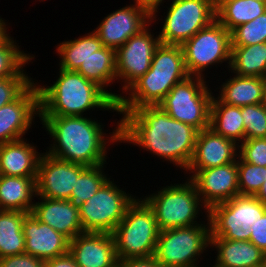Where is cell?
Segmentation results:
<instances>
[{"label": "cell", "instance_id": "f6af8a7d", "mask_svg": "<svg viewBox=\"0 0 266 267\" xmlns=\"http://www.w3.org/2000/svg\"><path fill=\"white\" fill-rule=\"evenodd\" d=\"M262 105H263V106L265 107V109H266V76L264 77V94H263Z\"/></svg>", "mask_w": 266, "mask_h": 267}, {"label": "cell", "instance_id": "1f68e13d", "mask_svg": "<svg viewBox=\"0 0 266 267\" xmlns=\"http://www.w3.org/2000/svg\"><path fill=\"white\" fill-rule=\"evenodd\" d=\"M18 44L10 33L0 41V79L30 77L24 67L32 63L35 56L25 53Z\"/></svg>", "mask_w": 266, "mask_h": 267}, {"label": "cell", "instance_id": "4dcf8cb0", "mask_svg": "<svg viewBox=\"0 0 266 267\" xmlns=\"http://www.w3.org/2000/svg\"><path fill=\"white\" fill-rule=\"evenodd\" d=\"M27 214L0 210V259L25 252L23 222Z\"/></svg>", "mask_w": 266, "mask_h": 267}, {"label": "cell", "instance_id": "74e56055", "mask_svg": "<svg viewBox=\"0 0 266 267\" xmlns=\"http://www.w3.org/2000/svg\"><path fill=\"white\" fill-rule=\"evenodd\" d=\"M34 81L33 77L0 79V108L16 100Z\"/></svg>", "mask_w": 266, "mask_h": 267}, {"label": "cell", "instance_id": "d6a6232c", "mask_svg": "<svg viewBox=\"0 0 266 267\" xmlns=\"http://www.w3.org/2000/svg\"><path fill=\"white\" fill-rule=\"evenodd\" d=\"M106 164L87 166L78 176L75 189L68 201L78 210L110 178L105 171Z\"/></svg>", "mask_w": 266, "mask_h": 267}, {"label": "cell", "instance_id": "ac0fdd59", "mask_svg": "<svg viewBox=\"0 0 266 267\" xmlns=\"http://www.w3.org/2000/svg\"><path fill=\"white\" fill-rule=\"evenodd\" d=\"M238 152L239 145L235 141L224 138L212 128L198 131L194 155L185 174L188 173L186 176L190 179L198 170L232 163L237 160Z\"/></svg>", "mask_w": 266, "mask_h": 267}, {"label": "cell", "instance_id": "b9f144b4", "mask_svg": "<svg viewBox=\"0 0 266 267\" xmlns=\"http://www.w3.org/2000/svg\"><path fill=\"white\" fill-rule=\"evenodd\" d=\"M132 5L137 6L146 11L150 16L153 14H160L161 6H163L164 0H132ZM161 5V6H160ZM160 10V11H159Z\"/></svg>", "mask_w": 266, "mask_h": 267}, {"label": "cell", "instance_id": "8fae6325", "mask_svg": "<svg viewBox=\"0 0 266 267\" xmlns=\"http://www.w3.org/2000/svg\"><path fill=\"white\" fill-rule=\"evenodd\" d=\"M110 178L79 209L83 232L112 234L137 196Z\"/></svg>", "mask_w": 266, "mask_h": 267}, {"label": "cell", "instance_id": "83f0119b", "mask_svg": "<svg viewBox=\"0 0 266 267\" xmlns=\"http://www.w3.org/2000/svg\"><path fill=\"white\" fill-rule=\"evenodd\" d=\"M103 47L98 35L92 30L77 39L58 43L54 51L58 53L60 69L77 71L83 61Z\"/></svg>", "mask_w": 266, "mask_h": 267}, {"label": "cell", "instance_id": "7bdbcfd3", "mask_svg": "<svg viewBox=\"0 0 266 267\" xmlns=\"http://www.w3.org/2000/svg\"><path fill=\"white\" fill-rule=\"evenodd\" d=\"M45 267H79L73 256L67 252L66 254L45 261Z\"/></svg>", "mask_w": 266, "mask_h": 267}, {"label": "cell", "instance_id": "277c9868", "mask_svg": "<svg viewBox=\"0 0 266 267\" xmlns=\"http://www.w3.org/2000/svg\"><path fill=\"white\" fill-rule=\"evenodd\" d=\"M189 76L181 45L160 43L152 57L150 69L117 101L118 111L157 106L176 84Z\"/></svg>", "mask_w": 266, "mask_h": 267}, {"label": "cell", "instance_id": "4316f807", "mask_svg": "<svg viewBox=\"0 0 266 267\" xmlns=\"http://www.w3.org/2000/svg\"><path fill=\"white\" fill-rule=\"evenodd\" d=\"M210 128L238 145L245 140L241 107L221 102L213 95L210 106Z\"/></svg>", "mask_w": 266, "mask_h": 267}, {"label": "cell", "instance_id": "603a6c76", "mask_svg": "<svg viewBox=\"0 0 266 267\" xmlns=\"http://www.w3.org/2000/svg\"><path fill=\"white\" fill-rule=\"evenodd\" d=\"M210 248L216 250L215 267H256L266 262V254L250 241L210 237Z\"/></svg>", "mask_w": 266, "mask_h": 267}, {"label": "cell", "instance_id": "f546056e", "mask_svg": "<svg viewBox=\"0 0 266 267\" xmlns=\"http://www.w3.org/2000/svg\"><path fill=\"white\" fill-rule=\"evenodd\" d=\"M228 72L241 77H265L266 42L231 46V62Z\"/></svg>", "mask_w": 266, "mask_h": 267}, {"label": "cell", "instance_id": "7c38bea8", "mask_svg": "<svg viewBox=\"0 0 266 267\" xmlns=\"http://www.w3.org/2000/svg\"><path fill=\"white\" fill-rule=\"evenodd\" d=\"M208 212L210 237L249 241L250 227L266 213V208L255 196L237 195Z\"/></svg>", "mask_w": 266, "mask_h": 267}, {"label": "cell", "instance_id": "bcb514c9", "mask_svg": "<svg viewBox=\"0 0 266 267\" xmlns=\"http://www.w3.org/2000/svg\"><path fill=\"white\" fill-rule=\"evenodd\" d=\"M256 267H266V262H265V264H262V265H259V266H256Z\"/></svg>", "mask_w": 266, "mask_h": 267}, {"label": "cell", "instance_id": "5b68a950", "mask_svg": "<svg viewBox=\"0 0 266 267\" xmlns=\"http://www.w3.org/2000/svg\"><path fill=\"white\" fill-rule=\"evenodd\" d=\"M157 190L142 199L153 210L160 231L201 224L205 222L200 218L202 215L204 219L208 218L209 209L202 203L189 178L185 182L162 186Z\"/></svg>", "mask_w": 266, "mask_h": 267}, {"label": "cell", "instance_id": "52a82bcc", "mask_svg": "<svg viewBox=\"0 0 266 267\" xmlns=\"http://www.w3.org/2000/svg\"><path fill=\"white\" fill-rule=\"evenodd\" d=\"M210 235L209 218L198 225L162 230L154 258L162 267L199 266L210 249Z\"/></svg>", "mask_w": 266, "mask_h": 267}, {"label": "cell", "instance_id": "7402d4cb", "mask_svg": "<svg viewBox=\"0 0 266 267\" xmlns=\"http://www.w3.org/2000/svg\"><path fill=\"white\" fill-rule=\"evenodd\" d=\"M27 138L0 144V175L37 177L41 155Z\"/></svg>", "mask_w": 266, "mask_h": 267}, {"label": "cell", "instance_id": "ab89813d", "mask_svg": "<svg viewBox=\"0 0 266 267\" xmlns=\"http://www.w3.org/2000/svg\"><path fill=\"white\" fill-rule=\"evenodd\" d=\"M250 242L266 254V213L251 227Z\"/></svg>", "mask_w": 266, "mask_h": 267}, {"label": "cell", "instance_id": "6da1fadb", "mask_svg": "<svg viewBox=\"0 0 266 267\" xmlns=\"http://www.w3.org/2000/svg\"><path fill=\"white\" fill-rule=\"evenodd\" d=\"M118 115H122L120 144L138 146L185 173L195 151L196 128L175 120L159 105L119 111Z\"/></svg>", "mask_w": 266, "mask_h": 267}, {"label": "cell", "instance_id": "60d3db41", "mask_svg": "<svg viewBox=\"0 0 266 267\" xmlns=\"http://www.w3.org/2000/svg\"><path fill=\"white\" fill-rule=\"evenodd\" d=\"M118 267H162L154 256L118 260Z\"/></svg>", "mask_w": 266, "mask_h": 267}, {"label": "cell", "instance_id": "f35d334b", "mask_svg": "<svg viewBox=\"0 0 266 267\" xmlns=\"http://www.w3.org/2000/svg\"><path fill=\"white\" fill-rule=\"evenodd\" d=\"M0 267H45V261L24 252L1 258Z\"/></svg>", "mask_w": 266, "mask_h": 267}, {"label": "cell", "instance_id": "e575fe53", "mask_svg": "<svg viewBox=\"0 0 266 267\" xmlns=\"http://www.w3.org/2000/svg\"><path fill=\"white\" fill-rule=\"evenodd\" d=\"M238 167V188L240 195L255 196L266 182V167L249 164L239 156Z\"/></svg>", "mask_w": 266, "mask_h": 267}, {"label": "cell", "instance_id": "ee69618b", "mask_svg": "<svg viewBox=\"0 0 266 267\" xmlns=\"http://www.w3.org/2000/svg\"><path fill=\"white\" fill-rule=\"evenodd\" d=\"M255 197L265 206L266 208V182H263L262 187L257 192Z\"/></svg>", "mask_w": 266, "mask_h": 267}, {"label": "cell", "instance_id": "e0dca14e", "mask_svg": "<svg viewBox=\"0 0 266 267\" xmlns=\"http://www.w3.org/2000/svg\"><path fill=\"white\" fill-rule=\"evenodd\" d=\"M190 180L208 209L240 195L237 160L223 166L198 170Z\"/></svg>", "mask_w": 266, "mask_h": 267}, {"label": "cell", "instance_id": "4fadbf2b", "mask_svg": "<svg viewBox=\"0 0 266 267\" xmlns=\"http://www.w3.org/2000/svg\"><path fill=\"white\" fill-rule=\"evenodd\" d=\"M150 26L153 27L152 23L116 50L117 83H122L119 89L122 95L150 69L154 52L161 43Z\"/></svg>", "mask_w": 266, "mask_h": 267}, {"label": "cell", "instance_id": "9c48e42d", "mask_svg": "<svg viewBox=\"0 0 266 267\" xmlns=\"http://www.w3.org/2000/svg\"><path fill=\"white\" fill-rule=\"evenodd\" d=\"M210 80L189 76L176 84L159 106L175 120L189 124L198 131L210 127V106L214 92ZM208 82V83H207Z\"/></svg>", "mask_w": 266, "mask_h": 267}, {"label": "cell", "instance_id": "ba28073f", "mask_svg": "<svg viewBox=\"0 0 266 267\" xmlns=\"http://www.w3.org/2000/svg\"><path fill=\"white\" fill-rule=\"evenodd\" d=\"M163 16L153 14V25L161 20L158 34L162 44L182 45L216 20V0H170ZM166 14V15H165ZM158 16H161L159 19ZM163 17V18H162ZM157 18V19H156ZM157 21V22H156ZM162 27V28H161Z\"/></svg>", "mask_w": 266, "mask_h": 267}, {"label": "cell", "instance_id": "44dd1931", "mask_svg": "<svg viewBox=\"0 0 266 267\" xmlns=\"http://www.w3.org/2000/svg\"><path fill=\"white\" fill-rule=\"evenodd\" d=\"M32 214L41 222L51 226L55 231L70 241L84 233L79 219V210L68 200L36 197Z\"/></svg>", "mask_w": 266, "mask_h": 267}, {"label": "cell", "instance_id": "30bf717a", "mask_svg": "<svg viewBox=\"0 0 266 267\" xmlns=\"http://www.w3.org/2000/svg\"><path fill=\"white\" fill-rule=\"evenodd\" d=\"M181 47L185 66L190 76L207 79L208 69H211L216 64L220 66L225 63V68L227 67V71L229 70L231 62V32L217 19L185 41Z\"/></svg>", "mask_w": 266, "mask_h": 267}, {"label": "cell", "instance_id": "d6986e66", "mask_svg": "<svg viewBox=\"0 0 266 267\" xmlns=\"http://www.w3.org/2000/svg\"><path fill=\"white\" fill-rule=\"evenodd\" d=\"M69 253L79 267H114L118 262L114 237L110 233L79 234L70 241Z\"/></svg>", "mask_w": 266, "mask_h": 267}, {"label": "cell", "instance_id": "8992f818", "mask_svg": "<svg viewBox=\"0 0 266 267\" xmlns=\"http://www.w3.org/2000/svg\"><path fill=\"white\" fill-rule=\"evenodd\" d=\"M159 233L153 210L137 197L112 233L117 259L154 256Z\"/></svg>", "mask_w": 266, "mask_h": 267}, {"label": "cell", "instance_id": "5bb4252c", "mask_svg": "<svg viewBox=\"0 0 266 267\" xmlns=\"http://www.w3.org/2000/svg\"><path fill=\"white\" fill-rule=\"evenodd\" d=\"M86 167L57 159L43 151L36 178L37 197L68 200L79 174Z\"/></svg>", "mask_w": 266, "mask_h": 267}, {"label": "cell", "instance_id": "836d02e7", "mask_svg": "<svg viewBox=\"0 0 266 267\" xmlns=\"http://www.w3.org/2000/svg\"><path fill=\"white\" fill-rule=\"evenodd\" d=\"M266 42V12L231 31V46H247Z\"/></svg>", "mask_w": 266, "mask_h": 267}, {"label": "cell", "instance_id": "d590c367", "mask_svg": "<svg viewBox=\"0 0 266 267\" xmlns=\"http://www.w3.org/2000/svg\"><path fill=\"white\" fill-rule=\"evenodd\" d=\"M245 127V140L266 138V109L261 104L241 107Z\"/></svg>", "mask_w": 266, "mask_h": 267}, {"label": "cell", "instance_id": "7a4b0ae2", "mask_svg": "<svg viewBox=\"0 0 266 267\" xmlns=\"http://www.w3.org/2000/svg\"><path fill=\"white\" fill-rule=\"evenodd\" d=\"M88 116H40L52 144L46 153L60 160L85 166L108 164L109 145H120V120L107 135L100 120ZM111 134V135H110ZM112 144V145H111ZM108 147V148H107ZM108 149V150H107Z\"/></svg>", "mask_w": 266, "mask_h": 267}, {"label": "cell", "instance_id": "484cf974", "mask_svg": "<svg viewBox=\"0 0 266 267\" xmlns=\"http://www.w3.org/2000/svg\"><path fill=\"white\" fill-rule=\"evenodd\" d=\"M77 72L103 88L116 102L122 96L121 93L112 92L110 88L109 90L107 88L117 83L115 49L104 46L92 53L83 61Z\"/></svg>", "mask_w": 266, "mask_h": 267}, {"label": "cell", "instance_id": "2e32d148", "mask_svg": "<svg viewBox=\"0 0 266 267\" xmlns=\"http://www.w3.org/2000/svg\"><path fill=\"white\" fill-rule=\"evenodd\" d=\"M150 23L151 16L146 11L128 4L105 16L93 31L98 35L103 46L117 50Z\"/></svg>", "mask_w": 266, "mask_h": 267}, {"label": "cell", "instance_id": "c3c4849f", "mask_svg": "<svg viewBox=\"0 0 266 267\" xmlns=\"http://www.w3.org/2000/svg\"><path fill=\"white\" fill-rule=\"evenodd\" d=\"M257 1H260V2H264V3H266V0H257Z\"/></svg>", "mask_w": 266, "mask_h": 267}, {"label": "cell", "instance_id": "ffe728a7", "mask_svg": "<svg viewBox=\"0 0 266 267\" xmlns=\"http://www.w3.org/2000/svg\"><path fill=\"white\" fill-rule=\"evenodd\" d=\"M25 253L47 261L69 252L70 240L28 213L23 222Z\"/></svg>", "mask_w": 266, "mask_h": 267}, {"label": "cell", "instance_id": "8d00e7d4", "mask_svg": "<svg viewBox=\"0 0 266 267\" xmlns=\"http://www.w3.org/2000/svg\"><path fill=\"white\" fill-rule=\"evenodd\" d=\"M238 156L249 164L266 167V138H252L239 144Z\"/></svg>", "mask_w": 266, "mask_h": 267}, {"label": "cell", "instance_id": "f1b7e54d", "mask_svg": "<svg viewBox=\"0 0 266 267\" xmlns=\"http://www.w3.org/2000/svg\"><path fill=\"white\" fill-rule=\"evenodd\" d=\"M266 12V3L257 0H216V19L231 32Z\"/></svg>", "mask_w": 266, "mask_h": 267}, {"label": "cell", "instance_id": "d4e9b609", "mask_svg": "<svg viewBox=\"0 0 266 267\" xmlns=\"http://www.w3.org/2000/svg\"><path fill=\"white\" fill-rule=\"evenodd\" d=\"M230 74L216 93L217 98L226 104L243 107L261 104L264 94V77H241Z\"/></svg>", "mask_w": 266, "mask_h": 267}, {"label": "cell", "instance_id": "7dc6e473", "mask_svg": "<svg viewBox=\"0 0 266 267\" xmlns=\"http://www.w3.org/2000/svg\"><path fill=\"white\" fill-rule=\"evenodd\" d=\"M209 263L207 264L208 267H209V265H210V267H215L214 265H211L212 264L211 262H209Z\"/></svg>", "mask_w": 266, "mask_h": 267}, {"label": "cell", "instance_id": "9a60e30c", "mask_svg": "<svg viewBox=\"0 0 266 267\" xmlns=\"http://www.w3.org/2000/svg\"><path fill=\"white\" fill-rule=\"evenodd\" d=\"M36 117H40L39 88L34 81L16 100L0 108V144L25 138Z\"/></svg>", "mask_w": 266, "mask_h": 267}, {"label": "cell", "instance_id": "cb8c5ba5", "mask_svg": "<svg viewBox=\"0 0 266 267\" xmlns=\"http://www.w3.org/2000/svg\"><path fill=\"white\" fill-rule=\"evenodd\" d=\"M36 178L0 175V210L31 213L37 197Z\"/></svg>", "mask_w": 266, "mask_h": 267}, {"label": "cell", "instance_id": "3957f363", "mask_svg": "<svg viewBox=\"0 0 266 267\" xmlns=\"http://www.w3.org/2000/svg\"><path fill=\"white\" fill-rule=\"evenodd\" d=\"M58 70L59 76L50 86L36 82L40 116H86L96 108L119 112L117 102L99 85L77 71Z\"/></svg>", "mask_w": 266, "mask_h": 267}]
</instances>
